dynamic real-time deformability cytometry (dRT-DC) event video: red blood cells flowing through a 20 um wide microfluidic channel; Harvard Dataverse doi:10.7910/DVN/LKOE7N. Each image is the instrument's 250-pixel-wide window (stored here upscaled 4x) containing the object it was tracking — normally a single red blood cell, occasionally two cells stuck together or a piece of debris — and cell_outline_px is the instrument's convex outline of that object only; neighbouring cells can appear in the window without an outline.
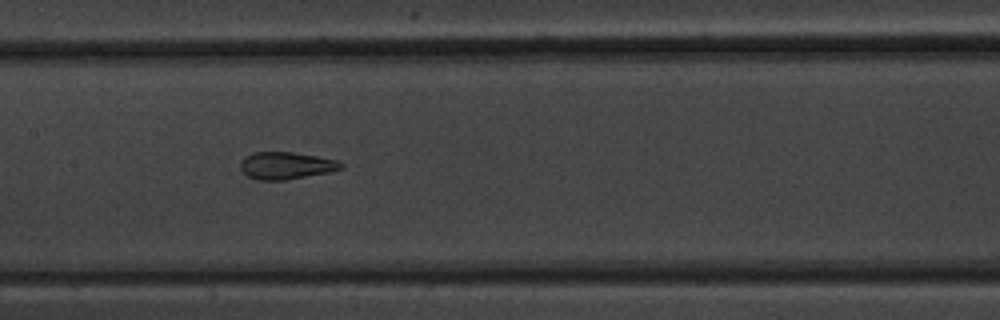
{"species": "common noctule bat (a hibernating species)", "species_latin": "Nyctalus noctula", "temperature_condition": "warm", "stored_images_in_passage": 9, "camera_frame_rate_fps": 3000, "um_per_image_px": 0.085, "animal": {"sex": "male", "body_mass_g": 20.1, "forearm_length_mm": 53.5}, "frame": {"image": 1, "passage_image": 8, "time_ms": 9.0, "image_size_px": [1000, 320], "cell_outline_px": [[344, 168], [328, 172], [284, 180], [260, 180], [248, 176], [240, 168], [240, 160], [256, 152], [292, 152], [316, 156], [336, 160], [344, 164]], "centroid_in_image_um": [24.33, 14.07], "position_along_channel_um": 183.1, "area_um2": 15.72}}
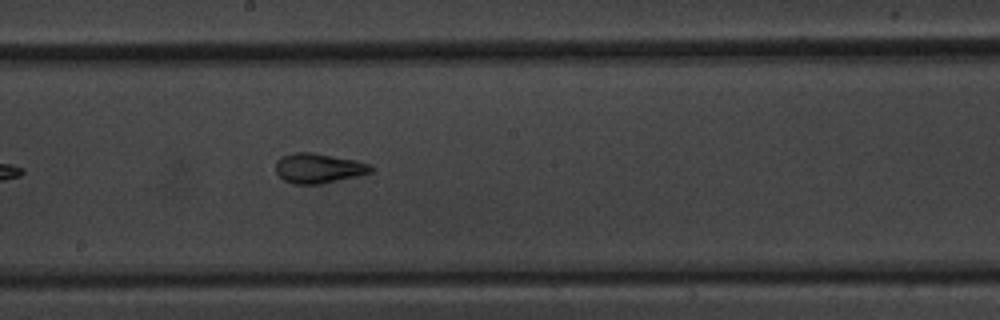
{"frame": {"image": 2, "passage_image": 9, "time_ms": 10.0, "image_size_px": [1000, 320], "cell_outline_px": [[376, 168], [372, 172], [356, 176], [320, 184], [292, 184], [284, 180], [276, 172], [276, 160], [292, 152], [312, 152], [356, 160], [368, 164]], "centroid_in_image_um": [27.07, 14.29], "position_along_channel_um": 221.1, "area_um2": 16.53}}